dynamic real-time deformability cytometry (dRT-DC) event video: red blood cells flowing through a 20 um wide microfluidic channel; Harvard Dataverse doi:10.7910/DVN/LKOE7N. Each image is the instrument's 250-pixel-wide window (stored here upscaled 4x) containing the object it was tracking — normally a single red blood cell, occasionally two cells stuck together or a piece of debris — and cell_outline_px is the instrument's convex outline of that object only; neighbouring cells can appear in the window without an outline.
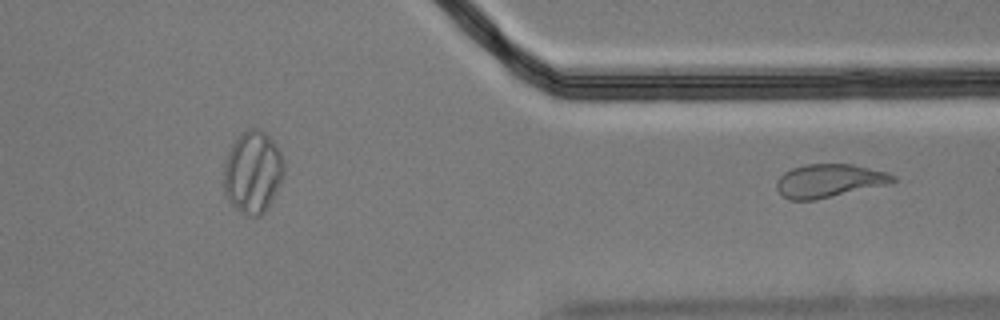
{"species": "Egyptian fruit bat (a non-hibernating species)", "species_latin": "Rousettus aegyptiacus", "temperature_condition": "cold", "stored_images_in_passage": 31, "segment_of_instrument_passage": [2, 2], "camera_frame_rate_fps": 3000, "um_per_image_px": 0.085, "animal": {"sex": "male"}, "frame": {"image": 1, "passage_image": 31, "time_ms": 10.0, "image_size_px": [1000, 320], "cell_outline_px": [[896, 180], [888, 184], [816, 200], [788, 200], [776, 188], [776, 180], [784, 172], [792, 168], [808, 164], [852, 164], [888, 172], [896, 176]], "centroid_in_image_um": [70.48, 15.36], "position_along_channel_um": 340.9, "area_um2": 22.6}}